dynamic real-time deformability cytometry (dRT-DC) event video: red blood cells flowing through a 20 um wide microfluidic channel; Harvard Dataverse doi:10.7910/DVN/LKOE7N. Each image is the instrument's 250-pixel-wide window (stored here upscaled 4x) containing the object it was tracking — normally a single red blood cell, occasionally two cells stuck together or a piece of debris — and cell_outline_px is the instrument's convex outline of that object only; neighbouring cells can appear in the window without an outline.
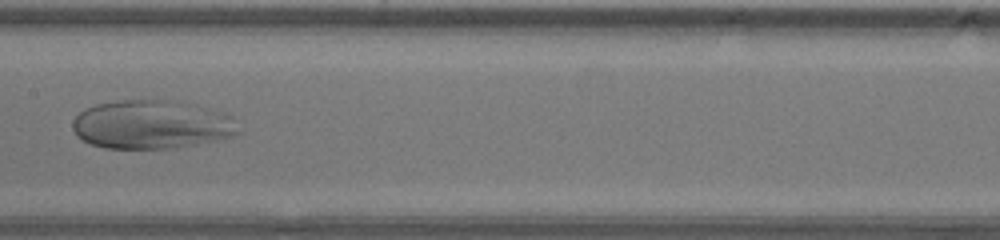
{"species": "human", "species_latin": "Homo sapiens", "temperature_condition": "warm", "stored_images_in_passage": 28, "camera_frame_rate_fps": 3000, "um_per_image_px": 0.085, "donor": {"sex": "male"}, "frame": {"image": 1, "passage_image": 9, "time_ms": 2.667, "image_size_px": [1000, 240], "cell_outline_px": [[236, 132], [228, 136], [176, 148], [104, 148], [92, 144], [76, 136], [72, 128], [72, 120], [84, 108], [96, 104], [116, 100], [172, 100], [196, 104], [232, 116]], "centroid_in_image_um": [12.78, 10.56], "position_along_channel_um": 194.6, "area_um2": 46.59}}
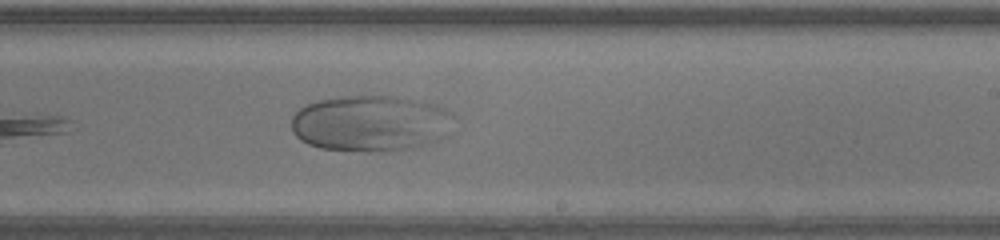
{"frame": {"image": 2, "passage_image": 13, "time_ms": 4.0, "image_size_px": [1000, 240], "cell_outline_px": [[456, 116], [448, 136], [440, 140], [428, 144], [412, 148], [380, 152], [364, 152], [320, 148], [308, 144], [300, 140], [292, 132], [292, 116], [300, 108], [316, 100], [340, 96], [396, 96], [444, 108], [452, 112]], "centroid_in_image_um": [31.53, 10.5], "position_along_channel_um": 257.5, "area_um2": 53.75}}
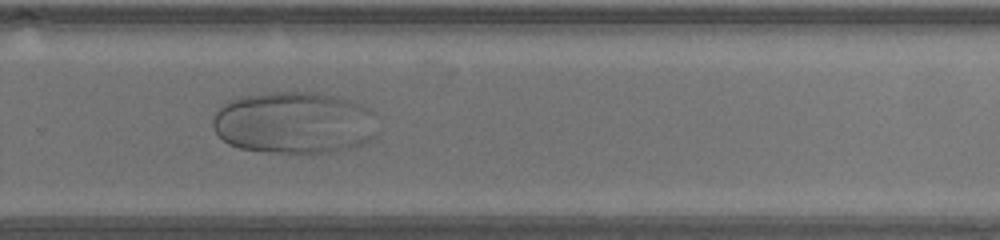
{"frame": {"image": 3, "passage_image": 16, "time_ms": 5.0, "image_size_px": [1000, 240], "cell_outline_px": [[372, 136], [368, 140], [360, 144], [332, 152], [272, 152], [240, 148], [228, 144], [216, 132], [212, 124], [212, 120], [216, 112], [228, 100], [240, 96], [268, 92], [312, 92], [332, 96], [348, 100], [360, 104], [368, 108], [372, 112]], "centroid_in_image_um": [24.91, 10.41], "position_along_channel_um": 304.9, "area_um2": 58.67}}